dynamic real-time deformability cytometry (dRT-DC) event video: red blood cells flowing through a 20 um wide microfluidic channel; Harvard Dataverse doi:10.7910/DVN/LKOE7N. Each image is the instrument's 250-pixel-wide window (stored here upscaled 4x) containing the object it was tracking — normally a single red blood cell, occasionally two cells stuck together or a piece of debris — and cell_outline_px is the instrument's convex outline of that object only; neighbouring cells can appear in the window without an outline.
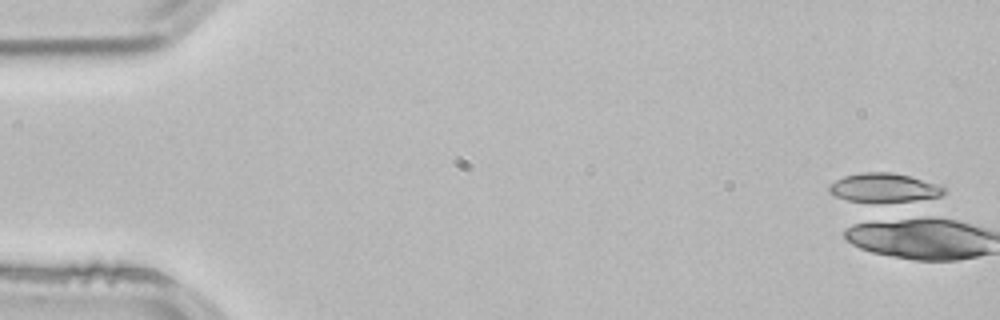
{"species": "common noctule bat (a hibernating species)", "species_latin": "Nyctalus noctula", "temperature_condition": "room temperature", "stored_images_in_passage": 4, "camera_frame_rate_fps": 3000, "um_per_image_px": 0.085, "animal": {"sex": "male", "body_mass_g": 21.5, "forearm_length_mm": 52.0}, "frame": {"image": 1, "passage_image": 1, "time_ms": 0.0, "image_size_px": [1000, 320], "cell_outline_px": [[948, 192], [932, 200], [904, 204], [900, 204], [848, 200], [836, 196], [828, 192], [828, 184], [844, 176], [860, 172], [892, 172], [908, 176], [944, 188]], "centroid_in_image_um": [75.17, 16.01], "position_along_channel_um": 9.8, "area_um2": 20.06}}